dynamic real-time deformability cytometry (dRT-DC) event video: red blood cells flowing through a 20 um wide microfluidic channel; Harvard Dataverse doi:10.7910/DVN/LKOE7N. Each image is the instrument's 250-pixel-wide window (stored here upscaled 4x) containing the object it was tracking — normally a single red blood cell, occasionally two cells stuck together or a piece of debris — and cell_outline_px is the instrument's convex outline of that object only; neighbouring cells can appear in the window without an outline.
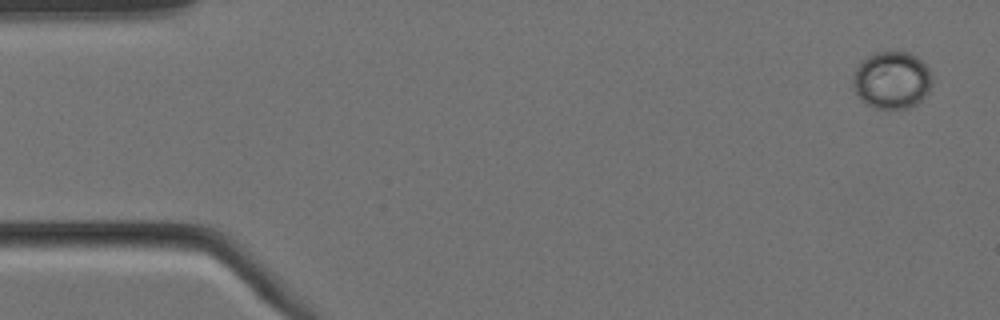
{"species": "Egyptian fruit bat (a non-hibernating species)", "species_latin": "Rousettus aegyptiacus", "temperature_condition": "cold", "stored_images_in_passage": 5, "camera_frame_rate_fps": 3000, "um_per_image_px": 0.085, "animal": {"sex": "female"}, "frame": {"image": 1, "passage_image": 1, "time_ms": 0.0, "image_size_px": [1000, 320], "cell_outline_px": [[932, 84], [928, 92], [916, 104], [908, 108], [872, 108], [860, 100], [856, 96], [852, 80], [852, 76], [860, 60], [876, 52], [908, 52], [916, 56], [928, 68], [932, 80]], "centroid_in_image_um": [75.76, 6.81], "position_along_channel_um": 9.2, "area_um2": 26.59}}
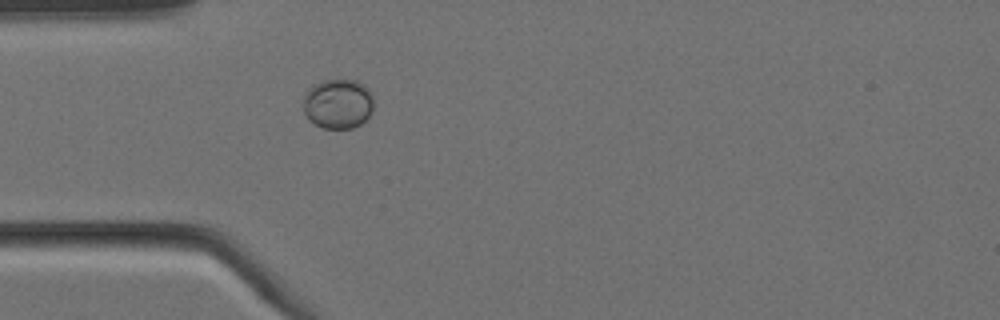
{"frame": {"image": 2, "passage_image": 5, "time_ms": 1.333, "image_size_px": [1000, 320], "cell_outline_px": [[372, 112], [360, 124], [352, 128], [324, 128], [308, 120], [304, 112], [304, 92], [312, 84], [324, 80], [356, 80], [364, 84], [368, 88], [372, 96]], "centroid_in_image_um": [28.71, 8.8], "position_along_channel_um": 56.3, "area_um2": 20.52}}